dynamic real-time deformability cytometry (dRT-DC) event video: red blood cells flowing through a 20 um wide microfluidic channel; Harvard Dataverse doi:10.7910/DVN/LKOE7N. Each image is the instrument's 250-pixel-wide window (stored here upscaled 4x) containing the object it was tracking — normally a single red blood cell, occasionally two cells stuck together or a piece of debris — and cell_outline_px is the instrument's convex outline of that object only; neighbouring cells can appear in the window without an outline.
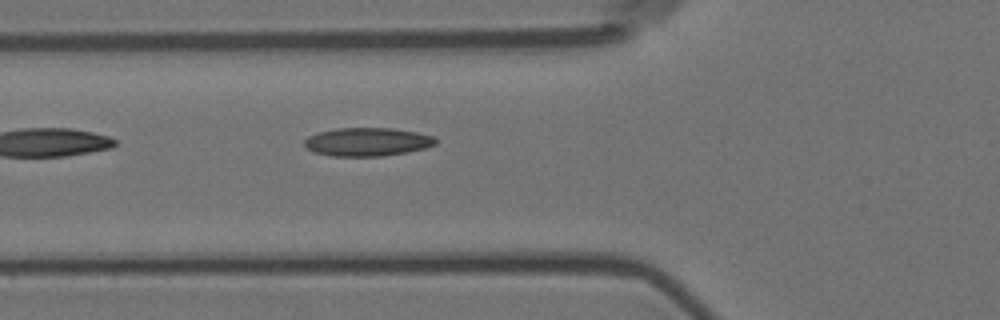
{"species": "Egyptian fruit bat (a non-hibernating species)", "species_latin": "Rousettus aegyptiacus", "temperature_condition": "room temperature", "stored_images_in_passage": 6, "camera_frame_rate_fps": 3000, "um_per_image_px": 0.085, "animal": {"sex": "female"}, "frame": {"image": 1, "passage_image": 6, "time_ms": 1.667, "image_size_px": [1000, 320], "cell_outline_px": [[436, 144], [424, 148], [408, 152], [384, 156], [332, 156], [312, 152], [304, 144], [304, 140], [308, 136], [320, 132], [336, 128], [392, 128], [416, 132], [432, 136], [436, 140]], "centroid_in_image_um": [31.2, 12.06], "position_along_channel_um": 94.6, "area_um2": 21.68}}